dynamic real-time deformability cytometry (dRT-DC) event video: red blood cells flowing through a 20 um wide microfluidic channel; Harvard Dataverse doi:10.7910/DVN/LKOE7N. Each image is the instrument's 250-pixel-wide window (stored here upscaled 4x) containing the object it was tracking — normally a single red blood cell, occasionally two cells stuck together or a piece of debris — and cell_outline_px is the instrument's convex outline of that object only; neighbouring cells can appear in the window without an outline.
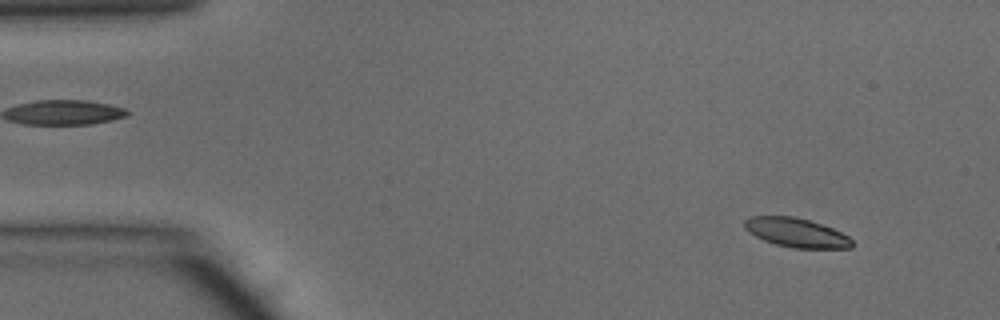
{"species": "common noctule bat (a hibernating species)", "species_latin": "Nyctalus noctula", "temperature_condition": "warm", "stored_images_in_passage": 9, "camera_frame_rate_fps": 3000, "um_per_image_px": 0.085, "animal": {"sex": "male", "body_mass_g": 15.6}, "frame": {"image": 1, "passage_image": 4, "time_ms": 1.0, "image_size_px": [1000, 320], "cell_outline_px": [[852, 248], [792, 248], [776, 244], [764, 240], [748, 232], [744, 228], [744, 220], [748, 216], [796, 216], [832, 228], [848, 236], [852, 240]], "centroid_in_image_um": [67.65, 19.77], "position_along_channel_um": 17.3, "area_um2": 18.21}}